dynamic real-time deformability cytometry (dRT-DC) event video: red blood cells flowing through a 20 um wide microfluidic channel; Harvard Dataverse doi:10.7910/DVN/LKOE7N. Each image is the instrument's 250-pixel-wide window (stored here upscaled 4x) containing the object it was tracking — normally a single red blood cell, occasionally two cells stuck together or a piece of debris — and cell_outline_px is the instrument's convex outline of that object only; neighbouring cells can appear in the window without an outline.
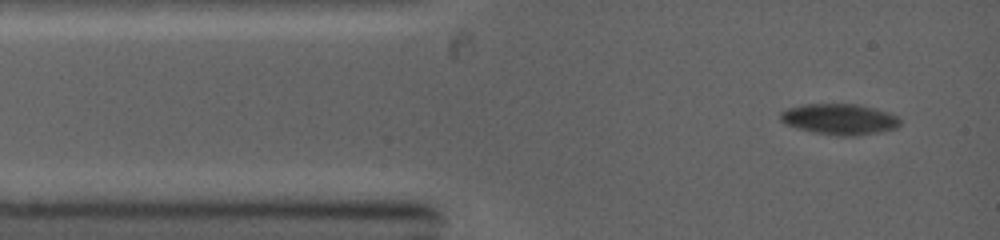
{"species": "common noctule bat (a hibernating species)", "species_latin": "Nyctalus noctula", "temperature_condition": "warm", "stored_images_in_passage": 3, "camera_frame_rate_fps": 5000, "um_per_image_px": 0.085, "animal": {"sex": "female", "body_mass_g": 19.0, "forearm_length_mm": 53.3}, "frame": {"image": 1, "passage_image": 1, "time_ms": 0.0, "image_size_px": [1000, 240], "cell_outline_px": [[900, 124], [896, 128], [856, 136], [836, 136], [816, 132], [784, 124], [780, 120], [780, 112], [788, 108], [804, 104], [856, 104], [888, 112], [896, 116], [900, 120]], "centroid_in_image_um": [71.33, 10.13], "position_along_channel_um": 13.7, "area_um2": 21.27}}